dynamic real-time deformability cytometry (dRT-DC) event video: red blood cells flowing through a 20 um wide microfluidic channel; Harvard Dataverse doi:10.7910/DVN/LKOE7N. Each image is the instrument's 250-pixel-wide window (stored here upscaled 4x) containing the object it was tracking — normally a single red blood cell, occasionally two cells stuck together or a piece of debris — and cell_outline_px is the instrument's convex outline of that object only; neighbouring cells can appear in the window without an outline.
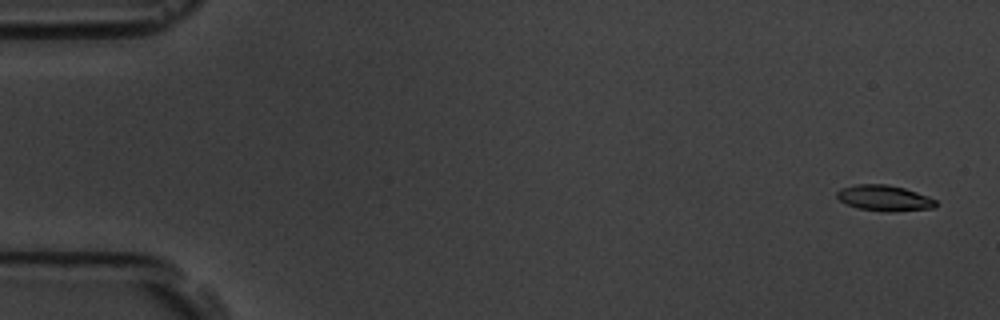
{"species": "common noctule bat (a hibernating species)", "species_latin": "Nyctalus noctula", "temperature_condition": "room temperature", "stored_images_in_passage": 6, "camera_frame_rate_fps": 3000, "um_per_image_px": 0.085, "animal": {"sex": "male", "body_mass_g": 19.5, "forearm_length_mm": 54.6}, "frame": {"image": 1, "passage_image": 1, "time_ms": 0.0, "image_size_px": [1000, 320], "cell_outline_px": [[936, 208], [892, 212], [884, 212], [856, 208], [840, 200], [836, 196], [836, 192], [840, 188], [856, 184], [888, 184], [904, 188], [928, 196], [936, 200]], "centroid_in_image_um": [75.17, 16.84], "position_along_channel_um": 9.8, "area_um2": 15.03}}